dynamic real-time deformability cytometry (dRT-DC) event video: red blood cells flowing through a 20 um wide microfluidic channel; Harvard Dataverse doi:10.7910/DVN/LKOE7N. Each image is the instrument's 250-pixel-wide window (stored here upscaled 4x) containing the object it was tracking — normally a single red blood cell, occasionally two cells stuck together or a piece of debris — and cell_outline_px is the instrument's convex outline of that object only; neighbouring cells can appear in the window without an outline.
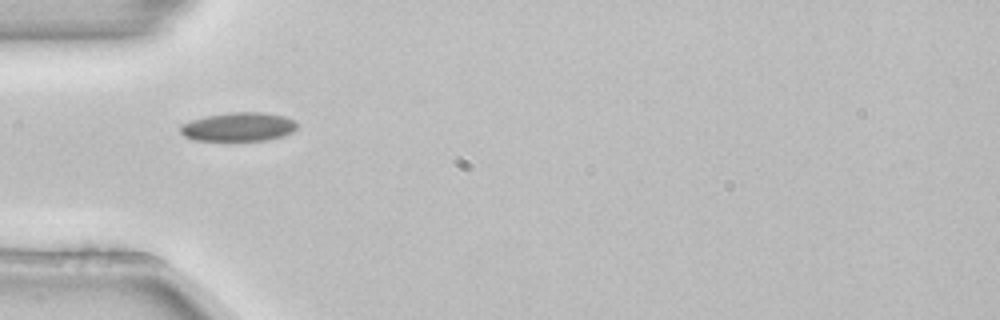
{"species": "common noctule bat (a hibernating species)", "species_latin": "Nyctalus noctula", "temperature_condition": "room temperature", "stored_images_in_passage": 2, "camera_frame_rate_fps": 3000, "um_per_image_px": 0.085, "animal": {"sex": "female", "body_mass_g": 22.7, "forearm_length_mm": 54.2}, "frame": {"image": 1, "passage_image": 1, "time_ms": 0.0, "image_size_px": [1000, 320], "cell_outline_px": [[300, 124], [292, 132], [284, 136], [268, 140], [192, 140], [184, 136], [180, 132], [180, 124], [204, 116], [232, 112], [264, 112], [284, 116]], "centroid_in_image_um": [20.28, 10.78], "position_along_channel_um": 64.7, "area_um2": 19.71}}